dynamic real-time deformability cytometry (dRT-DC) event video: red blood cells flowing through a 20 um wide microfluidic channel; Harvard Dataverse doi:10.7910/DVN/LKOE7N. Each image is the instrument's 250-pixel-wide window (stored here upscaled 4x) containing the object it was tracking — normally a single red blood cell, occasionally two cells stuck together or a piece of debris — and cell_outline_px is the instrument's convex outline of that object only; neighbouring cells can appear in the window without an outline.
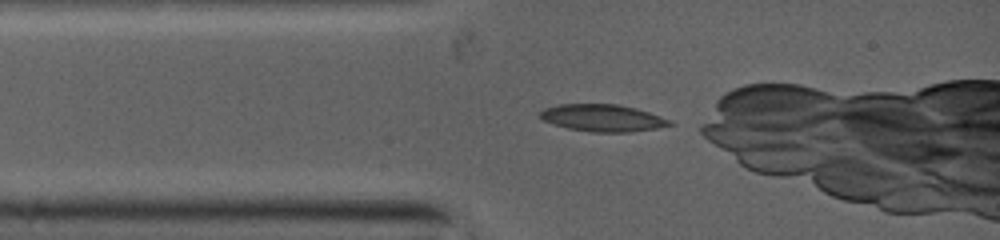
{"species": "common noctule bat (a hibernating species)", "species_latin": "Nyctalus noctula", "temperature_condition": "warm", "stored_images_in_passage": 60, "camera_frame_rate_fps": 5000, "um_per_image_px": 0.085, "animal": {"sex": "female", "body_mass_g": 19.0, "forearm_length_mm": 53.3}, "frame": {"image": 1, "passage_image": 1, "time_ms": 0.0, "image_size_px": [1000, 240], "cell_outline_px": [[672, 124], [656, 128], [628, 132], [596, 132], [568, 128], [544, 120], [540, 116], [540, 112], [544, 108], [560, 104], [616, 104], [636, 108], [648, 112], [668, 120]], "centroid_in_image_um": [51.19, 10.01], "position_along_channel_um": 33.8, "area_um2": 19.94}}
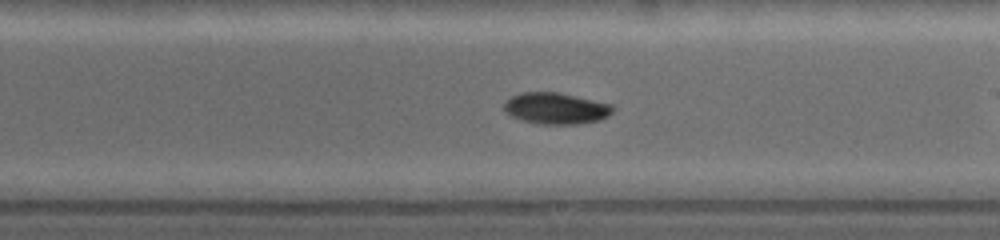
{"frame": {"image": 2, "passage_image": 24, "time_ms": 4.8, "image_size_px": [1000, 240], "cell_outline_px": [[612, 112], [608, 116], [596, 120], [576, 124], [540, 124], [524, 120], [512, 116], [504, 108], [504, 104], [512, 96], [524, 92], [556, 92], [612, 104]], "centroid_in_image_um": [47.26, 9.21], "position_along_channel_um": 241.7, "area_um2": 19.36}}
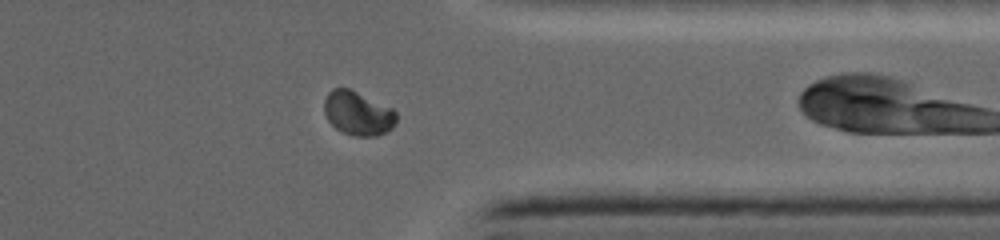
{"frame": {"image": 3, "passage_image": 39, "time_ms": 8.0, "image_size_px": [1000, 240], "cell_outline_px": [[396, 120], [392, 128], [376, 136], [356, 136], [344, 132], [336, 128], [328, 120], [324, 112], [324, 100], [328, 92], [332, 88], [348, 88], [392, 108], [396, 112]], "centroid_in_image_um": [30.4, 9.62], "position_along_channel_um": 381.0, "area_um2": 18.26}}